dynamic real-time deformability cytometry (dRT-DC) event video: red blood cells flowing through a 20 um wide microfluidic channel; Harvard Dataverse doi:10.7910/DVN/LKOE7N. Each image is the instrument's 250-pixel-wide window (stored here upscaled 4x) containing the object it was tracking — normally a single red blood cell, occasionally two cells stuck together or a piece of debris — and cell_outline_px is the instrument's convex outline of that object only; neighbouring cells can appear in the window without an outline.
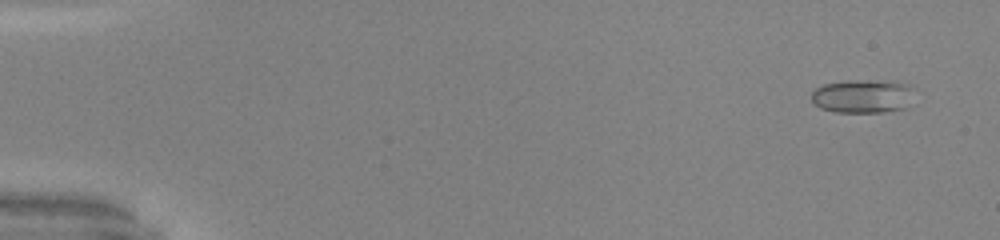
{"species": "common noctule bat (a hibernating species)", "species_latin": "Nyctalus noctula", "temperature_condition": "warm", "stored_images_in_passage": 52, "camera_frame_rate_fps": 3000, "um_per_image_px": 0.085, "animal": {"sex": "male", "body_mass_g": 20.0, "forearm_length_mm": 53.3}, "frame": {"image": 1, "passage_image": 4, "time_ms": 1.0, "image_size_px": [1000, 240], "cell_outline_px": [[916, 88], [908, 108], [884, 112], [836, 112], [820, 108], [812, 100], [812, 92], [816, 88], [824, 84], [844, 80], [888, 80], [912, 84]], "centroid_in_image_um": [73.42, 8.16], "position_along_channel_um": 11.6, "area_um2": 20.75}}
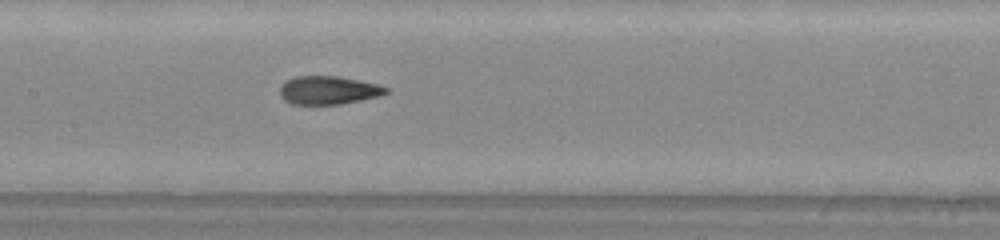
{"frame": {"image": 2, "passage_image": 27, "time_ms": 8.667, "image_size_px": [1000, 240], "cell_outline_px": [[388, 92], [380, 96], [340, 104], [292, 104], [284, 100], [280, 96], [280, 84], [284, 80], [296, 76], [336, 76], [380, 84], [388, 88]], "centroid_in_image_um": [27.89, 7.66], "position_along_channel_um": 179.5, "area_um2": 17.63}}
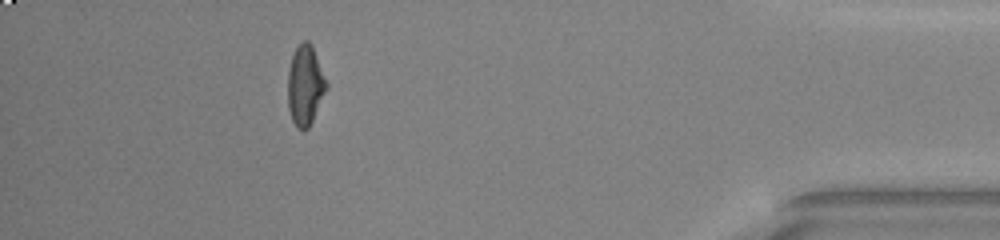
{"frame": {"image": 3, "passage_image": 47, "time_ms": 15.333, "image_size_px": [1000, 240], "cell_outline_px": [[328, 88], [308, 128], [304, 132], [296, 128], [292, 120], [288, 108], [288, 68], [292, 56], [296, 48], [304, 40], [308, 40], [312, 44], [328, 84]], "centroid_in_image_um": [25.94, 7.26], "position_along_channel_um": 409.3, "area_um2": 18.15}, "authors_computed_cell_mechanics": {"area_um2": 17.6868, "velocity_mm_per_s": 4.1782, "shape_relaxation_time_tau1_ms": null, "shape_relaxation_time_tau2_ms": 1.1504, "deformation_change_tau1": null, "deformation_change_tau2": 0.0741}}